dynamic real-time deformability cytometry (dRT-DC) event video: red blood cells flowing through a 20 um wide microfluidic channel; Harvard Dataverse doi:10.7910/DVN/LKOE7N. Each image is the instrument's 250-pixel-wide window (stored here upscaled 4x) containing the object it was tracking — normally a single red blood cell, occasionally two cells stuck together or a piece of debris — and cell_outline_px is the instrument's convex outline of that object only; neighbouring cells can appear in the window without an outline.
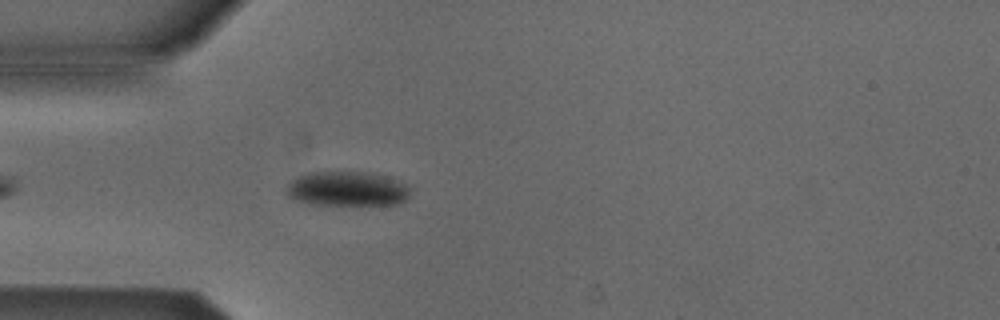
{"species": "Egyptian fruit bat (a non-hibernating species)", "species_latin": "Rousettus aegyptiacus", "temperature_condition": "cold", "stored_images_in_passage": 24, "camera_frame_rate_fps": 3000, "um_per_image_px": 0.085, "animal": {"sex": "male"}, "frame": {"image": 1, "passage_image": 5, "time_ms": 1.333, "image_size_px": [1000, 320], "cell_outline_px": [[408, 196], [400, 204], [308, 204], [296, 200], [288, 196], [288, 184], [292, 180], [308, 172], [364, 172], [384, 176], [408, 184]], "centroid_in_image_um": [29.5, 16.05], "position_along_channel_um": 55.5, "area_um2": 24.57}}
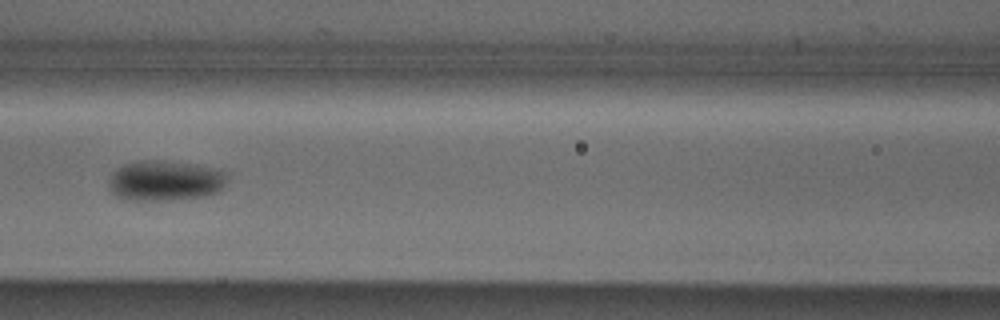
{"frame": {"image": 2, "passage_image": 13, "time_ms": 4.0, "image_size_px": [1000, 320], "cell_outline_px": [[224, 184], [220, 192], [208, 196], [168, 200], [128, 200], [116, 196], [108, 188], [108, 180], [112, 172], [116, 168], [124, 164], [140, 160], [160, 160], [196, 164], [212, 168], [224, 172]], "centroid_in_image_um": [13.98, 15.36], "position_along_channel_um": 152.6, "area_um2": 28.03}}
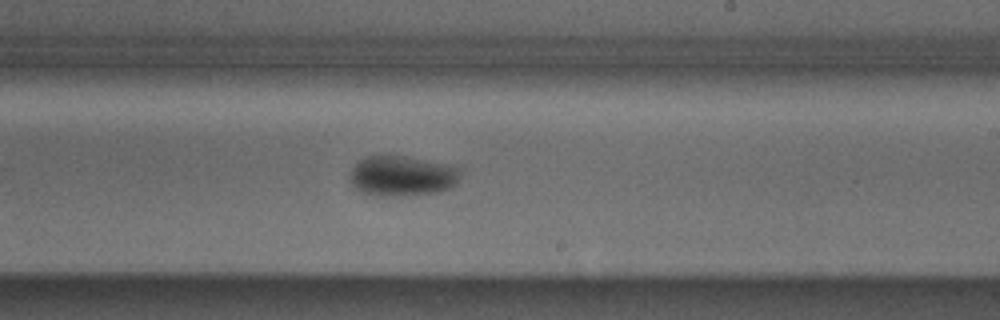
{"frame": {"image": 3, "passage_image": 21, "time_ms": 6.667, "image_size_px": [1000, 320], "cell_outline_px": [[460, 172], [456, 184], [452, 188], [440, 192], [404, 196], [376, 196], [364, 192], [356, 188], [348, 180], [348, 172], [356, 160], [364, 156], [404, 156], [448, 164], [460, 168]], "centroid_in_image_um": [34.13, 14.96], "position_along_channel_um": 254.9, "area_um2": 26.47}}